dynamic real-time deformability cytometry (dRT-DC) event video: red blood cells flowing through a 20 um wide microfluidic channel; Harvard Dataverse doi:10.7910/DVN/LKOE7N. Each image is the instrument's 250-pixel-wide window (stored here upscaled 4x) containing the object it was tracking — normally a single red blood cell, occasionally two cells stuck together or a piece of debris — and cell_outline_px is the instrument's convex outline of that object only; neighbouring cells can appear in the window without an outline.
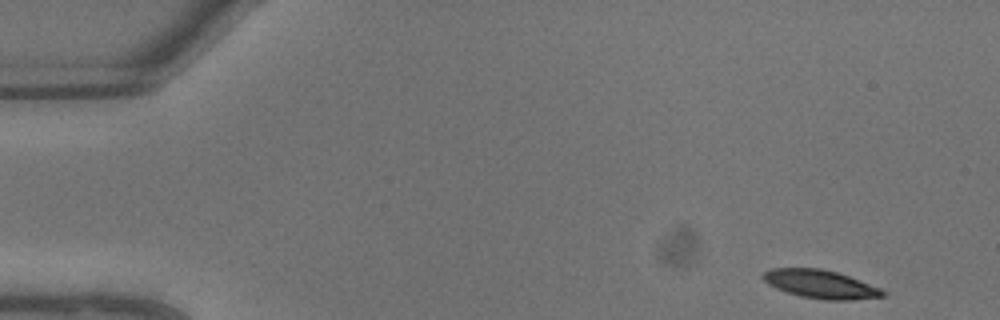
{"species": "common noctule bat (a hibernating species)", "species_latin": "Nyctalus noctula", "temperature_condition": "warm", "stored_images_in_passage": 6, "camera_frame_rate_fps": 3000, "um_per_image_px": 0.085, "animal": {"sex": "male", "body_mass_g": 13.3}, "frame": {"image": 1, "passage_image": 1, "time_ms": 0.0, "image_size_px": [1000, 320], "cell_outline_px": [[884, 296], [852, 300], [824, 300], [800, 296], [776, 288], [768, 284], [760, 276], [764, 272], [772, 268], [820, 268], [836, 272], [848, 276], [880, 288], [884, 292]], "centroid_in_image_um": [69.7, 24.15], "position_along_channel_um": 15.3, "area_um2": 19.59}}
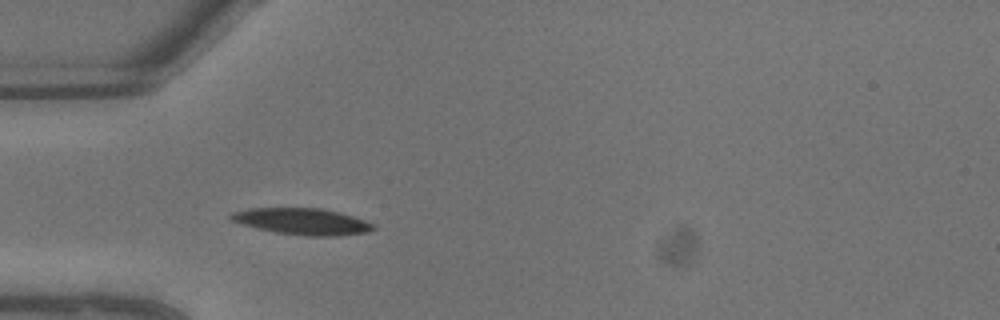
{"frame": {"image": 2, "passage_image": 6, "time_ms": 1.667, "image_size_px": [1000, 320], "cell_outline_px": [[376, 228], [368, 232], [340, 236], [308, 236], [276, 232], [256, 228], [240, 224], [228, 220], [228, 216], [232, 212], [248, 208], [320, 208], [340, 212], [376, 224]], "centroid_in_image_um": [25.67, 18.82], "position_along_channel_um": 59.3, "area_um2": 22.2}}